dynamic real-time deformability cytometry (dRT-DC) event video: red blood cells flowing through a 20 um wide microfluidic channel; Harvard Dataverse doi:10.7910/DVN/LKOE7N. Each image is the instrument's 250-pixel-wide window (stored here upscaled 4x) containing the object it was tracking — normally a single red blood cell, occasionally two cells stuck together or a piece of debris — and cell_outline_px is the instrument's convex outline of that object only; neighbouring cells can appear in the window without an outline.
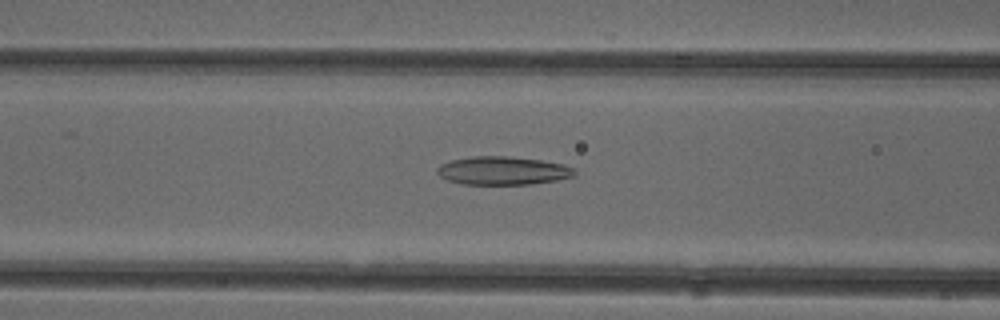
{"species": "common noctule bat (a hibernating species)", "species_latin": "Nyctalus noctula", "temperature_condition": "cold", "stored_images_in_passage": 52, "camera_frame_rate_fps": 3000, "um_per_image_px": 0.085, "animal": {"sex": "female"}, "frame": {"image": 1, "passage_image": 21, "time_ms": 6.667, "image_size_px": [1000, 320], "cell_outline_px": [[576, 176], [556, 180], [532, 184], [464, 184], [448, 180], [440, 176], [436, 172], [436, 168], [440, 164], [452, 160], [472, 156], [508, 156], [540, 160], [564, 164], [572, 168], [576, 172]], "centroid_in_image_um": [42.74, 14.5], "position_along_channel_um": 123.9, "area_um2": 22.66}}
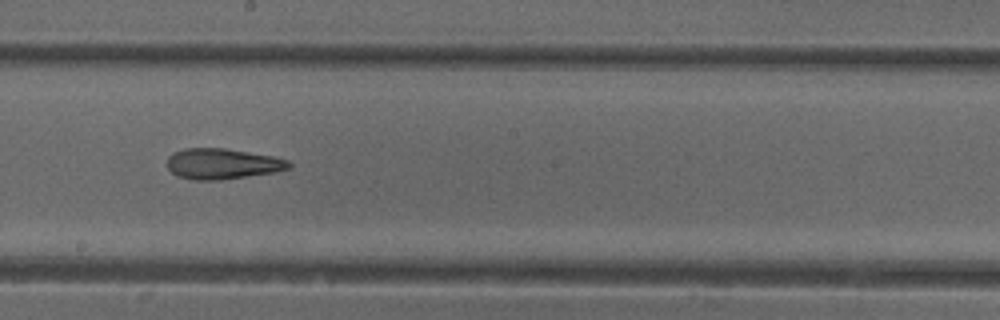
{"frame": {"image": 2, "passage_image": 29, "time_ms": 9.333, "image_size_px": [1000, 320], "cell_outline_px": [[292, 164], [288, 168], [276, 172], [220, 180], [192, 180], [176, 176], [168, 168], [168, 156], [172, 152], [184, 148], [224, 148], [272, 156], [288, 160]], "centroid_in_image_um": [18.87, 13.92], "position_along_channel_um": 229.3, "area_um2": 21.79}}
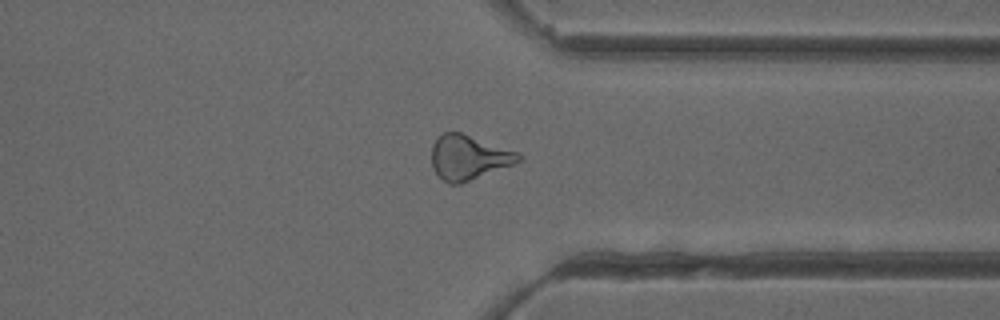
{"frame": {"image": 3, "passage_image": 40, "time_ms": 13.0, "image_size_px": [1000, 320], "cell_outline_px": [[520, 160], [512, 164], [460, 184], [448, 184], [432, 168], [432, 144], [436, 136], [444, 132], [460, 132], [520, 152]], "centroid_in_image_um": [39.8, 13.36], "position_along_channel_um": 371.6, "area_um2": 22.43}, "authors_computed_cell_mechanics": {"area_um2": 22.9755, "velocity_mm_per_s": 3.9447, "shape_relaxation_time_tau1_ms": null, "shape_relaxation_time_tau2_ms": 3.4529, "deformation_change_tau1": null, "deformation_change_tau2": 0.1402}}